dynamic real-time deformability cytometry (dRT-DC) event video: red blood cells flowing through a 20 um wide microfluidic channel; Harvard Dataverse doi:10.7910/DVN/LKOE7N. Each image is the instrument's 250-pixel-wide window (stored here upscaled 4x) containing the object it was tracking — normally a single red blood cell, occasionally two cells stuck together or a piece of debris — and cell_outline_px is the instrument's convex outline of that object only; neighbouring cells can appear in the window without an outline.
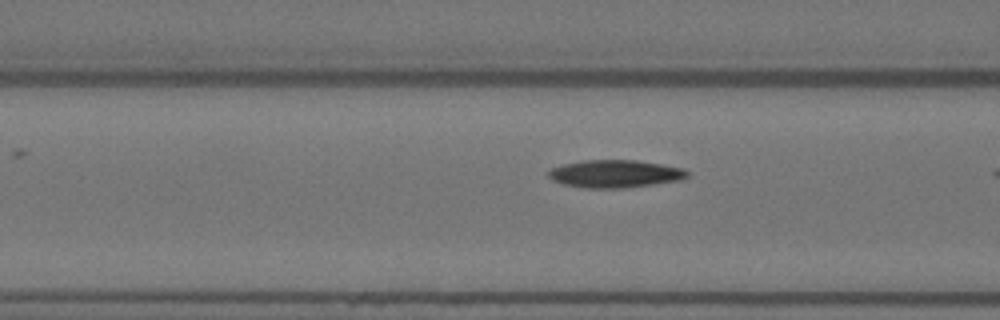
{"species": "Egyptian fruit bat (a non-hibernating species)", "species_latin": "Rousettus aegyptiacus", "temperature_condition": "warm", "stored_images_in_passage": 12, "camera_frame_rate_fps": 3000, "um_per_image_px": 0.085, "animal": {"sex": "female"}, "frame": {"image": 1, "passage_image": 10, "time_ms": 3.0, "image_size_px": [1000, 320], "cell_outline_px": [[688, 176], [684, 180], [624, 188], [588, 188], [564, 184], [552, 180], [548, 176], [548, 172], [552, 168], [564, 164], [580, 160], [636, 160], [684, 168], [688, 172]], "centroid_in_image_um": [52.31, 14.77], "position_along_channel_um": 114.3, "area_um2": 22.43}}